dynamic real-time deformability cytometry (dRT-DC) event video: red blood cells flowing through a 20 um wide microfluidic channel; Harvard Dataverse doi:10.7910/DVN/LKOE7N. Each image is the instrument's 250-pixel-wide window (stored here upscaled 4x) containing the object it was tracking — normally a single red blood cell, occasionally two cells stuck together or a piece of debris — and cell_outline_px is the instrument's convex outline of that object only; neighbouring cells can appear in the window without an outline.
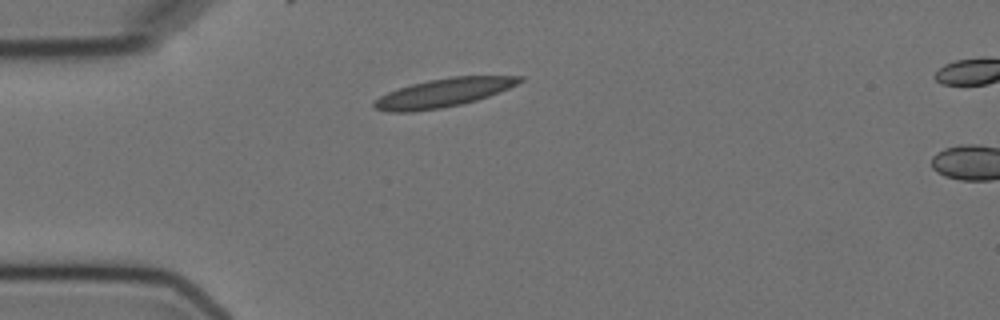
{"species": "Egyptian fruit bat (a non-hibernating species)", "species_latin": "Rousettus aegyptiacus", "temperature_condition": "cold", "stored_images_in_passage": 2, "camera_frame_rate_fps": 3000, "um_per_image_px": 0.085, "animal": {"sex": "female"}, "frame": {"image": 1, "passage_image": 1, "time_ms": 0.0, "image_size_px": [1000, 320], "cell_outline_px": [[524, 80], [508, 88], [488, 96], [476, 100], [460, 104], [440, 108], [412, 112], [388, 112], [376, 108], [372, 104], [380, 96], [388, 92], [412, 84], [428, 80], [452, 76], [524, 76]], "centroid_in_image_um": [37.69, 7.88], "position_along_channel_um": 47.3, "area_um2": 23.87}}